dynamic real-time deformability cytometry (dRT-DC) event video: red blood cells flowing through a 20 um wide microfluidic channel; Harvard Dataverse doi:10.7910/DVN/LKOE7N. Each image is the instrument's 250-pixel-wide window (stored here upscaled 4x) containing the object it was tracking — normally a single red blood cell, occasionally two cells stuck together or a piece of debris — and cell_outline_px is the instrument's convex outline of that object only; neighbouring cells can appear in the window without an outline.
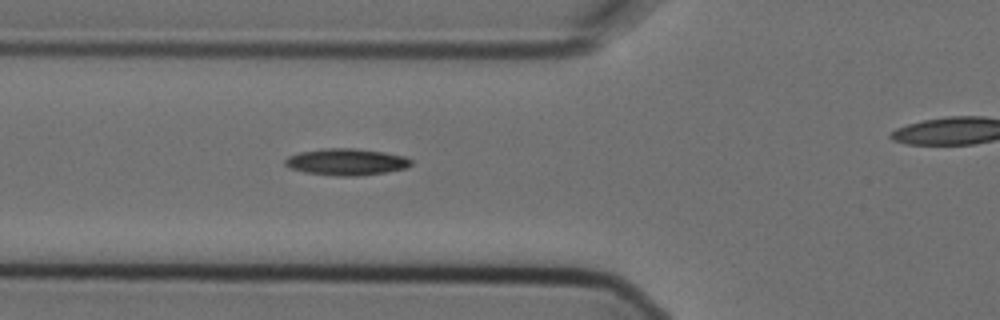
{"species": "Egyptian fruit bat (a non-hibernating species)", "species_latin": "Rousettus aegyptiacus", "temperature_condition": "cold", "stored_images_in_passage": 7, "segment_of_instrument_passage": [1, 2], "camera_frame_rate_fps": 3000, "um_per_image_px": 0.085, "animal": {"sex": "female"}, "frame": {"image": 1, "passage_image": 6, "time_ms": 1.667, "image_size_px": [1000, 320], "cell_outline_px": [[412, 164], [408, 168], [384, 172], [356, 176], [336, 176], [304, 172], [288, 168], [284, 164], [284, 160], [288, 156], [300, 152], [320, 148], [352, 148], [384, 152], [404, 156], [412, 160]], "centroid_in_image_um": [29.41, 13.76], "position_along_channel_um": 96.4, "area_um2": 19.71}}